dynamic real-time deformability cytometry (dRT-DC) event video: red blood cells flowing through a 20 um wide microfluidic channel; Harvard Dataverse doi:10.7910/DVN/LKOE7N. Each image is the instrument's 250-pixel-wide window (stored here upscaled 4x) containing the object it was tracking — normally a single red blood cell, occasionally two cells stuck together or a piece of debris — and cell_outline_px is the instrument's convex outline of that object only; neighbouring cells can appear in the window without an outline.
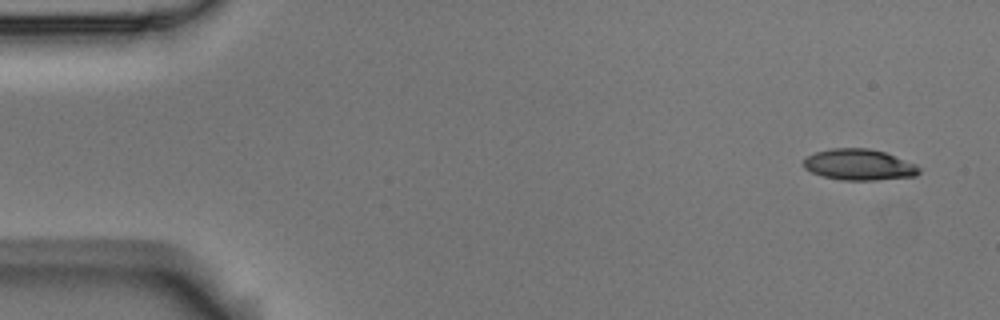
{"species": "Egyptian fruit bat (a non-hibernating species)", "species_latin": "Rousettus aegyptiacus", "temperature_condition": "room temperature", "stored_images_in_passage": 6, "camera_frame_rate_fps": 3000, "um_per_image_px": 0.085, "animal": {"sex": "male"}, "frame": {"image": 1, "passage_image": 1, "time_ms": 0.0, "image_size_px": [1000, 320], "cell_outline_px": [[920, 172], [916, 176], [876, 180], [840, 180], [824, 176], [812, 172], [804, 168], [804, 160], [808, 156], [816, 152], [832, 148], [868, 148], [884, 152], [916, 164], [920, 168]], "centroid_in_image_um": [73.04, 14.0], "position_along_channel_um": 12.0, "area_um2": 20.81}}
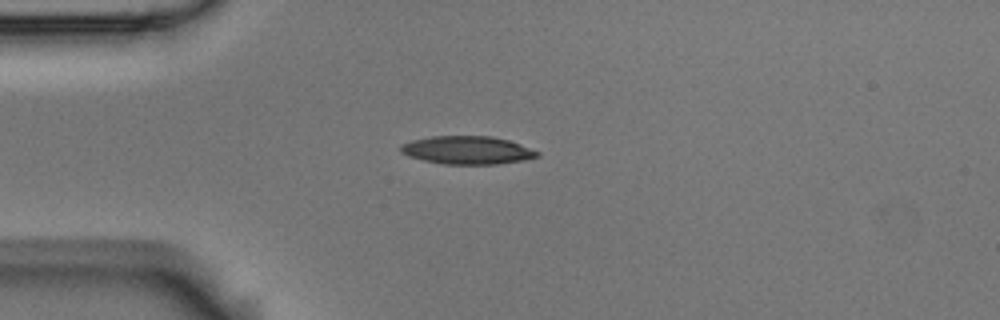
{"frame": {"image": 2, "passage_image": 4, "time_ms": 1.0, "image_size_px": [1000, 320], "cell_outline_px": [[540, 156], [524, 160], [496, 164], [444, 164], [424, 160], [408, 156], [400, 152], [400, 144], [412, 140], [432, 136], [492, 136], [508, 140], [520, 144], [540, 152]], "centroid_in_image_um": [39.71, 12.76], "position_along_channel_um": 45.3, "area_um2": 22.37}}
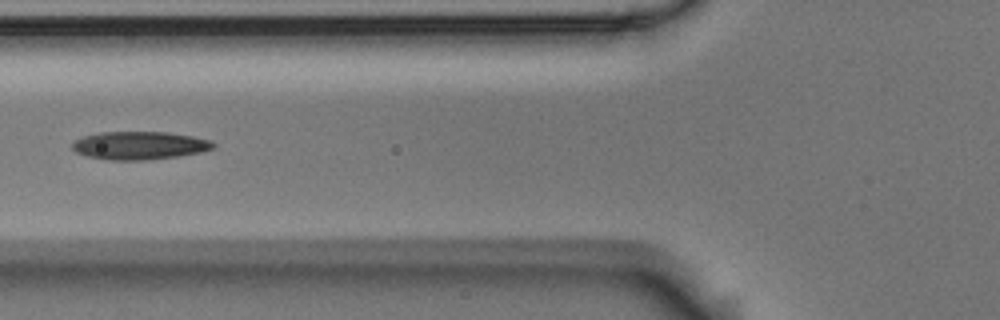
{"frame": {"image": 3, "passage_image": 6, "time_ms": 1.667, "image_size_px": [1000, 320], "cell_outline_px": [[216, 144], [212, 148], [200, 152], [176, 156], [144, 160], [108, 160], [88, 156], [76, 152], [72, 148], [72, 140], [84, 136], [100, 132], [168, 132], [192, 136], [212, 140]], "centroid_in_image_um": [11.83, 12.36], "position_along_channel_um": 114.0, "area_um2": 23.0}}